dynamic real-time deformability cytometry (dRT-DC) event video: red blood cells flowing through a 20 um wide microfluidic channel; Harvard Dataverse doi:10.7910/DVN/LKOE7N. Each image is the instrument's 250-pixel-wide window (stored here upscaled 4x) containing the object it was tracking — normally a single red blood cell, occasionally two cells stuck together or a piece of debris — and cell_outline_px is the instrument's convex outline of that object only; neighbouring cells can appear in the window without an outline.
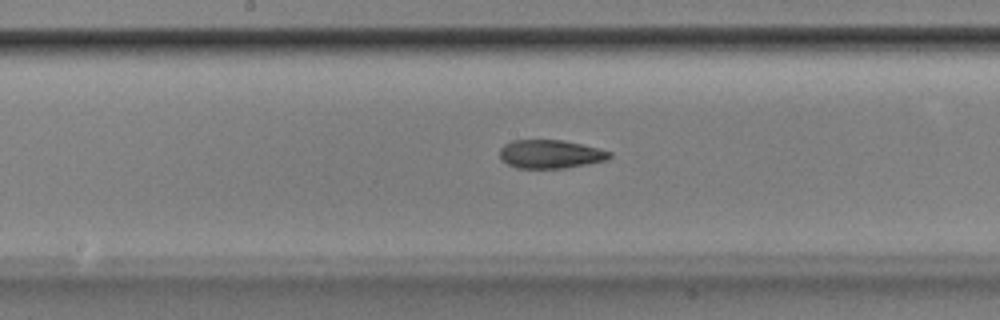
{"species": "Egyptian fruit bat (a non-hibernating species)", "species_latin": "Rousettus aegyptiacus", "temperature_condition": "room temperature", "stored_images_in_passage": 35, "camera_frame_rate_fps": 3000, "um_per_image_px": 0.085, "animal": {"sex": "male"}, "frame": {"image": 1, "passage_image": 16, "time_ms": 5.0, "image_size_px": [1000, 320], "cell_outline_px": [[612, 156], [608, 160], [588, 164], [564, 168], [516, 168], [500, 160], [500, 148], [504, 144], [512, 140], [564, 140], [612, 152]], "centroid_in_image_um": [46.77, 13.1], "position_along_channel_um": 201.4, "area_um2": 18.32}}
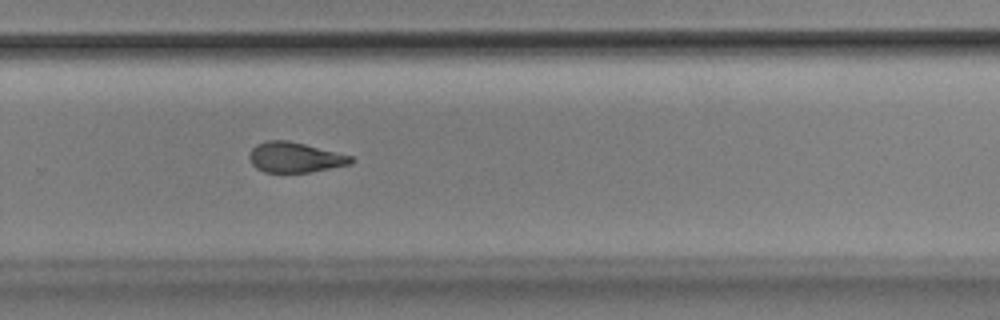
{"frame": {"image": 2, "passage_image": 24, "time_ms": 7.667, "image_size_px": [1000, 320], "cell_outline_px": [[356, 160], [352, 164], [308, 172], [264, 172], [256, 168], [252, 164], [248, 156], [252, 148], [256, 144], [268, 140], [288, 140], [352, 156]], "centroid_in_image_um": [25.06, 13.37], "position_along_channel_um": 304.7, "area_um2": 17.86}}
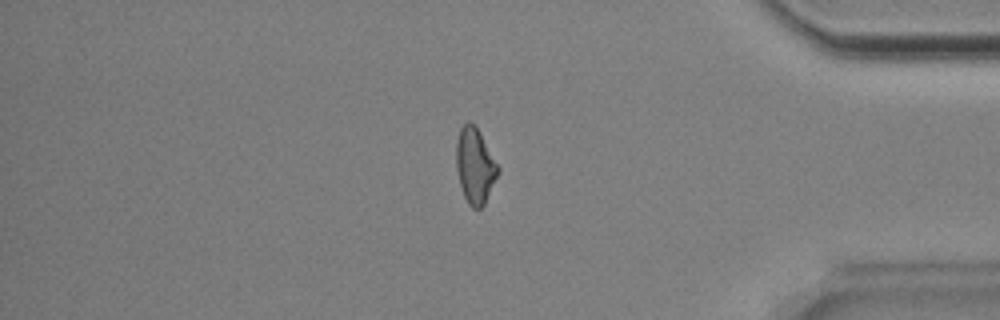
{"frame": {"image": 3, "passage_image": 33, "time_ms": 10.667, "image_size_px": [1000, 320], "cell_outline_px": [[500, 172], [484, 204], [480, 208], [472, 208], [468, 204], [464, 196], [460, 184], [456, 168], [456, 140], [460, 128], [468, 120], [476, 128], [500, 168]], "centroid_in_image_um": [40.36, 14.11], "position_along_channel_um": 394.8, "area_um2": 18.15}, "authors_computed_cell_mechanics": {"area_um2": 18.7272, "velocity_mm_per_s": 3.8812, "shape_relaxation_time_tau1_ms": 5.4644, "shape_relaxation_time_tau2_ms": 2.688, "deformation_change_tau1": 0.1833, "deformation_change_tau2": 0.0956}}